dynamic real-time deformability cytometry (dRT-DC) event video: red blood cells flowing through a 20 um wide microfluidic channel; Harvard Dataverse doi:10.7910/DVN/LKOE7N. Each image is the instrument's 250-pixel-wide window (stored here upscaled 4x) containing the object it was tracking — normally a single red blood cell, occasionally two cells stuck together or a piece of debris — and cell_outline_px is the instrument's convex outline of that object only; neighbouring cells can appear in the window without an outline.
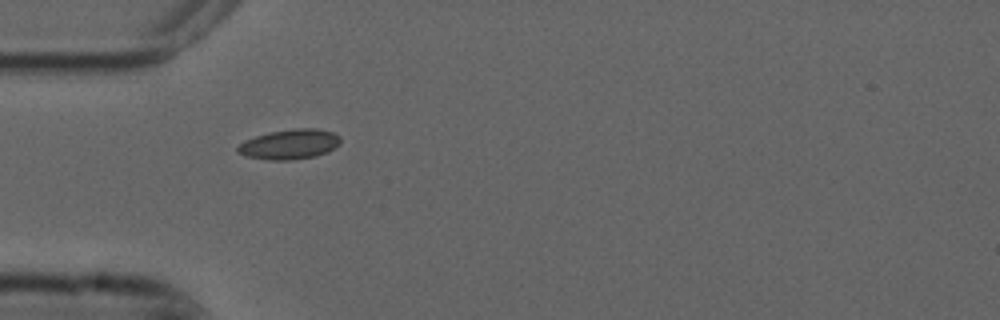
{"species": "common noctule bat (a hibernating species)", "species_latin": "Nyctalus noctula", "temperature_condition": "cold", "stored_images_in_passage": 1, "camera_frame_rate_fps": 3000, "um_per_image_px": 0.085, "animal": {"sex": "male", "forearm_length_mm": 52.5}, "frame": {"image": 1, "passage_image": 1, "time_ms": 0.0, "image_size_px": [1000, 320], "cell_outline_px": [[340, 144], [328, 152], [316, 156], [292, 160], [268, 160], [244, 156], [236, 152], [236, 148], [244, 140], [268, 132], [296, 128], [316, 128], [332, 132], [340, 136]], "centroid_in_image_um": [24.6, 12.27], "position_along_channel_um": 60.4, "area_um2": 18.15}}